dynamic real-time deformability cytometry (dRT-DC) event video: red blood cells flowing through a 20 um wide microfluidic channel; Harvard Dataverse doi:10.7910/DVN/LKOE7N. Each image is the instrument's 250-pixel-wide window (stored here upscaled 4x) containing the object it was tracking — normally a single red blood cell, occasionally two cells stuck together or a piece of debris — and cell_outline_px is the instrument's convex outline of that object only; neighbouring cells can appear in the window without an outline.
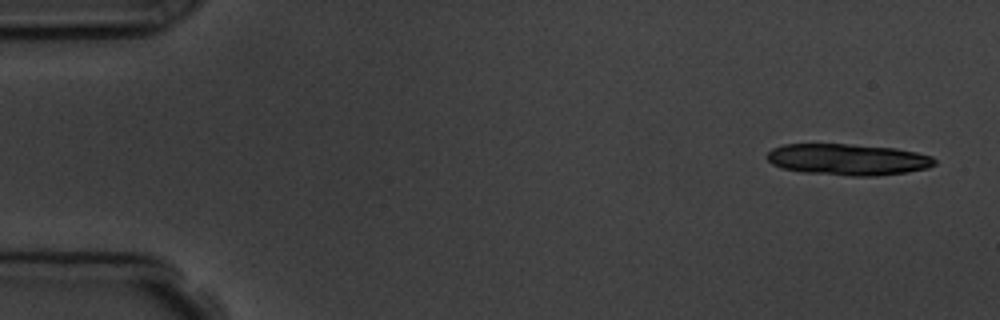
{"species": "common noctule bat (a hibernating species)", "species_latin": "Nyctalus noctula", "temperature_condition": "room temperature", "stored_images_in_passage": 4, "camera_frame_rate_fps": 3000, "um_per_image_px": 0.085, "animal": {"sex": "male", "body_mass_g": 19.5, "forearm_length_mm": 54.6}, "frame": {"image": 1, "passage_image": 1, "time_ms": 0.0, "image_size_px": [1000, 320], "cell_outline_px": [[936, 164], [928, 168], [904, 172], [876, 176], [852, 176], [800, 172], [784, 168], [772, 164], [764, 156], [772, 148], [784, 144], [848, 144], [896, 148], [916, 152], [932, 156], [936, 160]], "centroid_in_image_um": [72.05, 13.55], "position_along_channel_um": 12.9, "area_um2": 30.75}}